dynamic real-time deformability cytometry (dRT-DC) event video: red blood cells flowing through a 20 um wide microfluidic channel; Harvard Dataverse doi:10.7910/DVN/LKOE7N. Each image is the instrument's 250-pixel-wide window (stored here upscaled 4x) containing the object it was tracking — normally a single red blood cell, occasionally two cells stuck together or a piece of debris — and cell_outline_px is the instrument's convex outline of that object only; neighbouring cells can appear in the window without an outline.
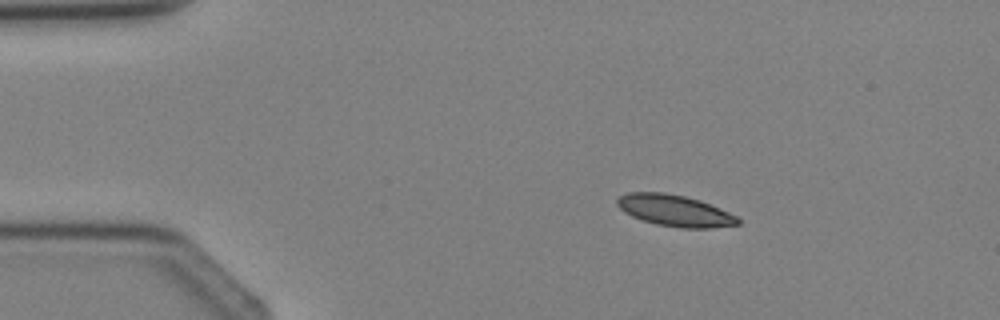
{"species": "Egyptian fruit bat (a non-hibernating species)", "species_latin": "Rousettus aegyptiacus", "temperature_condition": "cold", "stored_images_in_passage": 3, "camera_frame_rate_fps": 3000, "um_per_image_px": 0.085, "animal": {"sex": "female"}, "frame": {"image": 1, "passage_image": 2, "time_ms": 1.0, "image_size_px": [1000, 320], "cell_outline_px": [[740, 224], [712, 228], [680, 228], [656, 224], [632, 216], [624, 212], [616, 204], [616, 200], [620, 196], [628, 192], [664, 192], [684, 196], [700, 200], [720, 208], [736, 216], [740, 220]], "centroid_in_image_um": [57.36, 17.9], "position_along_channel_um": 27.6, "area_um2": 22.08}}